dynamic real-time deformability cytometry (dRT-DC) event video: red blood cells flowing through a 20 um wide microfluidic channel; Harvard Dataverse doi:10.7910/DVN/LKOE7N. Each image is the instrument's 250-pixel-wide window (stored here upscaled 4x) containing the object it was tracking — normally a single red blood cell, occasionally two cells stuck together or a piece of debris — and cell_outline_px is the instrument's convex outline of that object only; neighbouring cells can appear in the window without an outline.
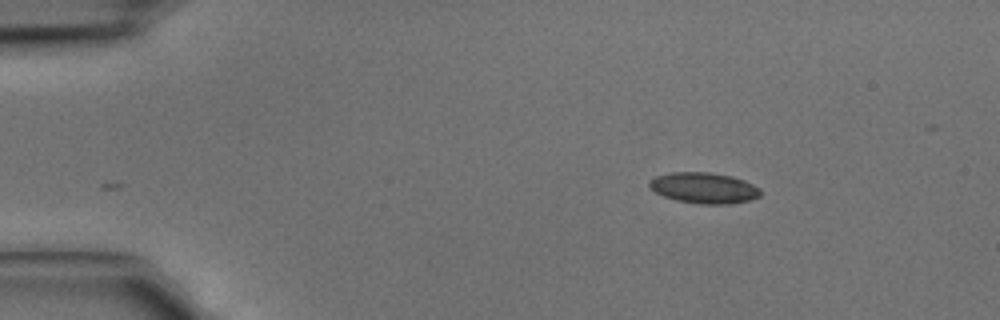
{"species": "common noctule bat (a hibernating species)", "species_latin": "Nyctalus noctula", "temperature_condition": "cold", "stored_images_in_passage": 3, "camera_frame_rate_fps": 3000, "um_per_image_px": 0.085, "animal": {"sex": "male", "body_mass_g": 15.6}, "frame": {"image": 1, "passage_image": 3, "time_ms": 0.667, "image_size_px": [1000, 320], "cell_outline_px": [[760, 196], [748, 200], [728, 204], [704, 204], [676, 200], [664, 196], [648, 188], [648, 180], [656, 176], [672, 172], [712, 172], [732, 176], [744, 180], [760, 188]], "centroid_in_image_um": [59.81, 15.96], "position_along_channel_um": 25.2, "area_um2": 20.0}}